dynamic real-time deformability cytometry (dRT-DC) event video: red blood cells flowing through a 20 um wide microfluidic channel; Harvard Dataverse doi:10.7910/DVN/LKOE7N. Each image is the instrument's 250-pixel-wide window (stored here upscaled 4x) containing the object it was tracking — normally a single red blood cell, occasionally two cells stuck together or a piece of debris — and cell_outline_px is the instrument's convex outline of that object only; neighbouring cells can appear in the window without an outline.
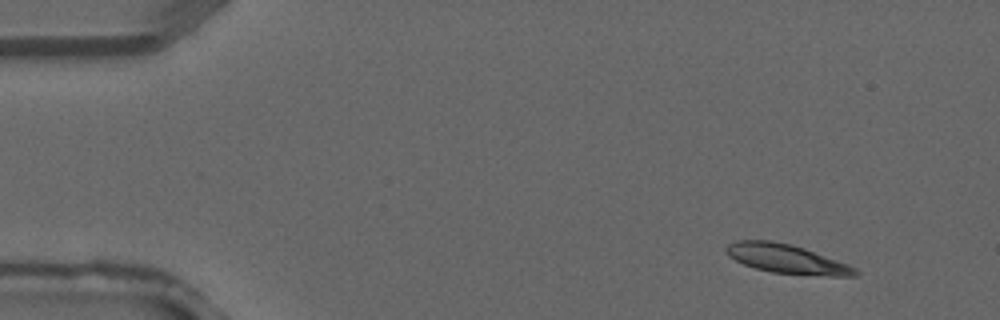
{"species": "common noctule bat (a hibernating species)", "species_latin": "Nyctalus noctula", "temperature_condition": "warm", "stored_images_in_passage": 4, "camera_frame_rate_fps": 3000, "um_per_image_px": 0.085, "animal": {"sex": "male", "forearm_length_mm": 52.5}, "frame": {"image": 1, "passage_image": 1, "time_ms": 0.0, "image_size_px": [1000, 320], "cell_outline_px": [[860, 272], [856, 276], [828, 276], [772, 272], [756, 268], [744, 264], [728, 256], [724, 248], [728, 244], [736, 240], [772, 240], [792, 244], [804, 248], [848, 264], [856, 268]], "centroid_in_image_um": [66.86, 21.99], "position_along_channel_um": 18.1, "area_um2": 21.85}}
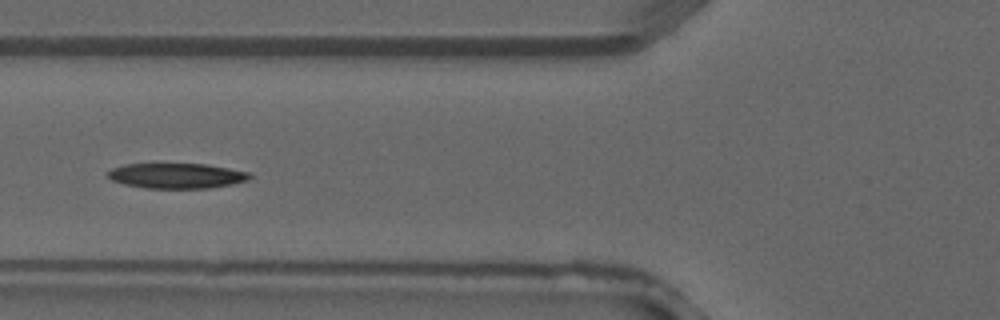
{"frame": {"image": 2, "passage_image": 4, "time_ms": 1.0, "image_size_px": [1000, 320], "cell_outline_px": [[252, 176], [248, 180], [232, 184], [212, 188], [148, 188], [124, 184], [112, 180], [108, 176], [108, 172], [112, 168], [124, 164], [208, 164], [252, 172]], "centroid_in_image_um": [15.07, 14.93], "position_along_channel_um": 110.7, "area_um2": 20.92}}